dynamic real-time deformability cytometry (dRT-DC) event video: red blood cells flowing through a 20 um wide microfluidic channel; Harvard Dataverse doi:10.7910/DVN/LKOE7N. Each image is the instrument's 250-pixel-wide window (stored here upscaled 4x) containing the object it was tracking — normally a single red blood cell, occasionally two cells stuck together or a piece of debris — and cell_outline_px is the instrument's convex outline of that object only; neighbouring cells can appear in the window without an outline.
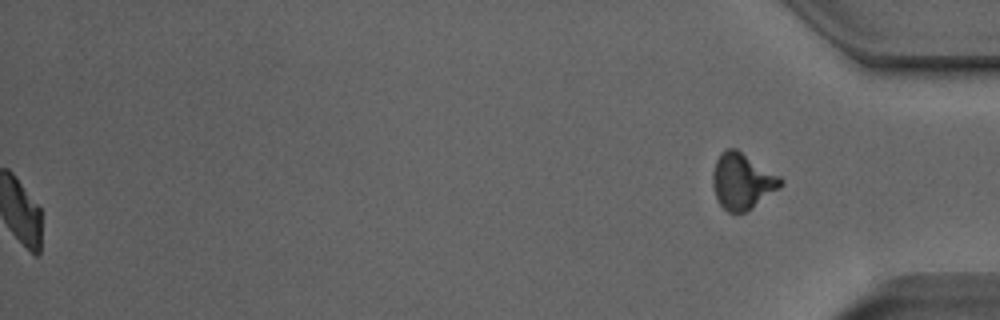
{"species": "Egyptian fruit bat (a non-hibernating species)", "species_latin": "Rousettus aegyptiacus", "temperature_condition": "room temperature", "stored_images_in_passage": 51, "segment_of_instrument_passage": [2, 2], "camera_frame_rate_fps": 3000, "um_per_image_px": 0.085, "animal": {"sex": "male"}, "frame": {"image": 1, "passage_image": 51, "time_ms": 16.667, "image_size_px": [1000, 320], "cell_outline_px": [[784, 184], [780, 188], [752, 208], [744, 212], [728, 212], [720, 204], [712, 188], [712, 172], [716, 160], [720, 152], [724, 148], [736, 148], [780, 176], [784, 180]], "centroid_in_image_um": [63.08, 15.38], "position_along_channel_um": 372.1, "area_um2": 22.31}}